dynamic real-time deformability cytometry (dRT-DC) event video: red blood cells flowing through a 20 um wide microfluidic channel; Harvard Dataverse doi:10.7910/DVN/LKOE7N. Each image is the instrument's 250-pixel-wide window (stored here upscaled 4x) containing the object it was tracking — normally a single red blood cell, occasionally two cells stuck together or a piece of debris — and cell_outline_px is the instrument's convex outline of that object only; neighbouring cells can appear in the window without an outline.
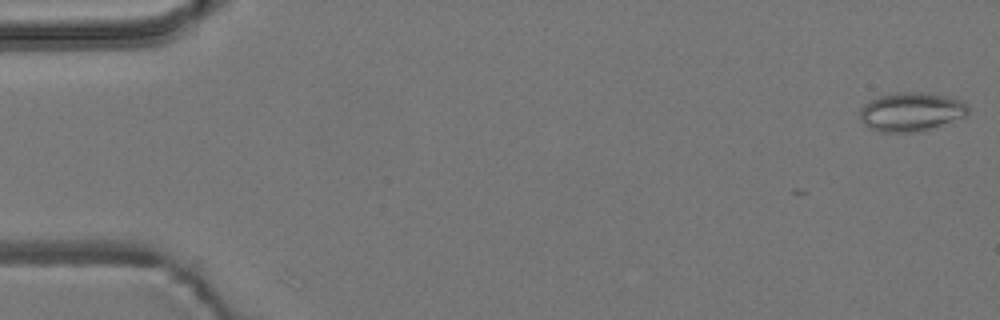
{"species": "common noctule bat (a hibernating species)", "species_latin": "Nyctalus noctula", "temperature_condition": "room temperature", "stored_images_in_passage": 6, "camera_frame_rate_fps": 3000, "um_per_image_px": 0.085, "animal": {"sex": "male", "body_mass_g": 19.2, "forearm_length_mm": 51.8}, "frame": {"image": 1, "passage_image": 1, "time_ms": 0.0, "image_size_px": [1000, 320], "cell_outline_px": [[968, 112], [964, 116], [936, 128], [920, 132], [880, 132], [868, 128], [860, 120], [860, 108], [864, 104], [880, 96], [896, 92], [924, 92], [944, 96], [960, 100], [968, 108]], "centroid_in_image_um": [77.41, 9.52], "position_along_channel_um": 7.6, "area_um2": 24.57}}